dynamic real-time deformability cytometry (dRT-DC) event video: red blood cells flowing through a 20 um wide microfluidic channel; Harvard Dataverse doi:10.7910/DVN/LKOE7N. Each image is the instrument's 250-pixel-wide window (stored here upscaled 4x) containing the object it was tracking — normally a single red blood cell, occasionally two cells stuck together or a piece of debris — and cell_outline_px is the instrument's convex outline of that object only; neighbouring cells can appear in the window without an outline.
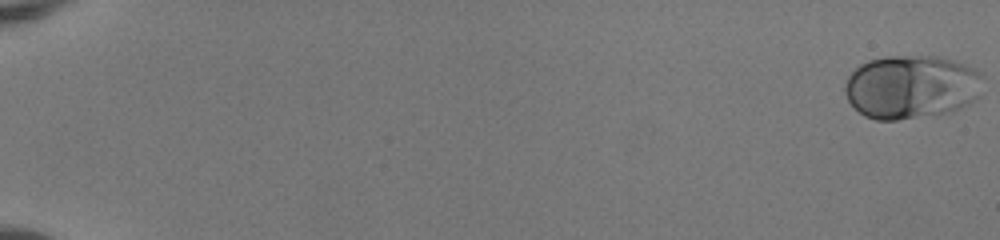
{"species": "human", "species_latin": "Homo sapiens", "temperature_condition": "room temperature", "stored_images_in_passage": 52, "camera_frame_rate_fps": 3000, "um_per_image_px": 0.085, "donor": {"sex": "female"}, "frame": {"image": 1, "passage_image": 1, "time_ms": 0.0, "image_size_px": [1000, 240], "cell_outline_px": [[984, 76], [980, 96], [968, 104], [960, 108], [948, 112], [896, 120], [876, 120], [864, 116], [848, 100], [844, 92], [844, 84], [848, 76], [860, 64], [868, 60], [888, 56], [936, 56], [952, 60], [976, 68]], "centroid_in_image_um": [77.48, 7.37], "position_along_channel_um": 7.5, "area_um2": 51.5}}
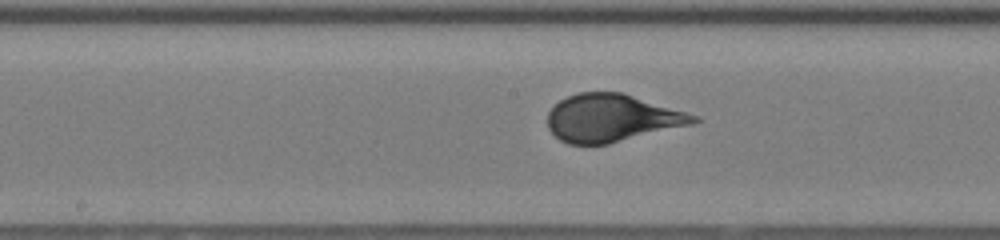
{"frame": {"image": 2, "passage_image": 30, "time_ms": 9.667, "image_size_px": [1000, 240], "cell_outline_px": [[700, 120], [692, 124], [608, 144], [568, 144], [560, 140], [548, 128], [548, 112], [560, 100], [568, 96], [580, 92], [624, 92], [696, 116]], "centroid_in_image_um": [51.97, 10.03], "position_along_channel_um": 196.2, "area_um2": 40.06}}
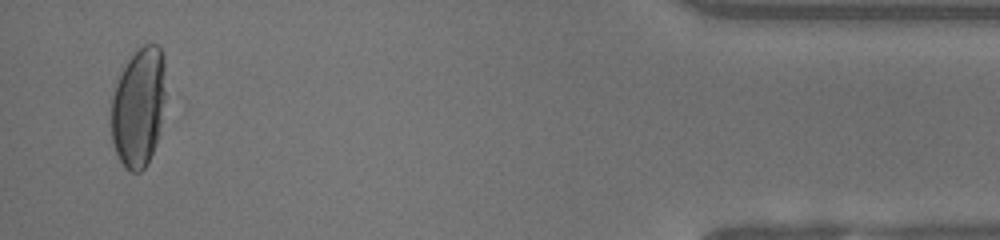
{"frame": {"image": 3, "passage_image": 51, "time_ms": 16.667, "image_size_px": [1000, 240], "cell_outline_px": [[168, 116], [148, 164], [140, 172], [132, 172], [124, 168], [116, 152], [112, 140], [112, 96], [116, 84], [128, 60], [144, 44], [160, 44], [164, 60]], "centroid_in_image_um": [11.87, 9.14], "position_along_channel_um": 423.3, "area_um2": 39.19}}